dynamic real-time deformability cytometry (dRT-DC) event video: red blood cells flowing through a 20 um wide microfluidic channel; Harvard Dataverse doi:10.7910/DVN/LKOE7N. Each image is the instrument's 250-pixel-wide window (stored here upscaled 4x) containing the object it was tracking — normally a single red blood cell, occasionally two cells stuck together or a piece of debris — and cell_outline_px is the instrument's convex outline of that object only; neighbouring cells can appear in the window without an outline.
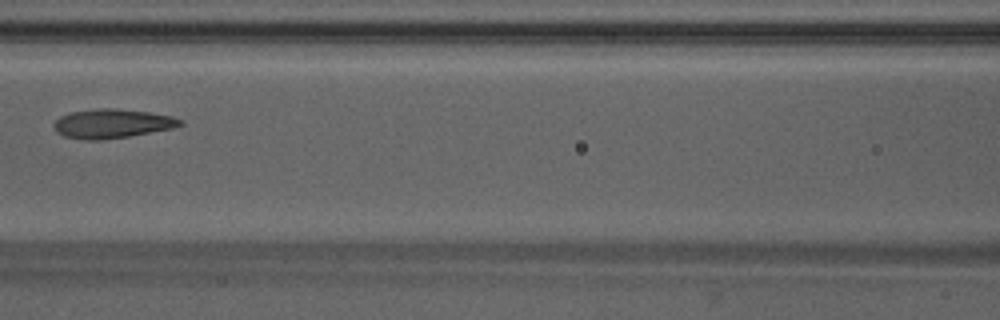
{"species": "Egyptian fruit bat (a non-hibernating species)", "species_latin": "Rousettus aegyptiacus", "temperature_condition": "warm", "stored_images_in_passage": 5, "camera_frame_rate_fps": 3000, "um_per_image_px": 0.085, "animal": {"sex": "male"}, "frame": {"image": 1, "passage_image": 5, "time_ms": 1.333, "image_size_px": [1000, 320], "cell_outline_px": [[184, 124], [172, 128], [128, 136], [100, 140], [88, 140], [64, 136], [56, 132], [52, 124], [60, 116], [68, 112], [96, 108], [116, 108], [148, 112], [172, 116], [184, 120]], "centroid_in_image_um": [9.5, 10.49], "position_along_channel_um": 157.1, "area_um2": 21.5}}